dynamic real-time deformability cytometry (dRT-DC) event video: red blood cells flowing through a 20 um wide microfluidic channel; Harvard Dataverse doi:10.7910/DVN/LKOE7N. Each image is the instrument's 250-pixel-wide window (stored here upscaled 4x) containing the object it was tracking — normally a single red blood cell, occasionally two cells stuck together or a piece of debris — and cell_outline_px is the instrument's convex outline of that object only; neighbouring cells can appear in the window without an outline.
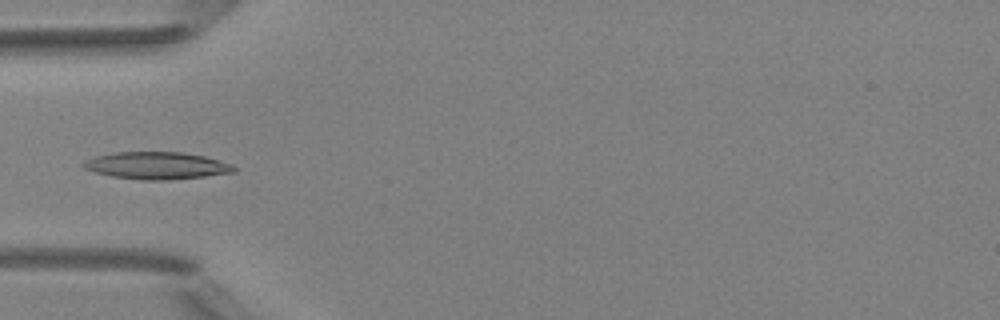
{"species": "Egyptian fruit bat (a non-hibernating species)", "species_latin": "Rousettus aegyptiacus", "temperature_condition": "room temperature", "stored_images_in_passage": 4, "camera_frame_rate_fps": 3000, "um_per_image_px": 0.085, "animal": {"sex": "female"}, "frame": {"image": 1, "passage_image": 4, "time_ms": 3.333, "image_size_px": [1000, 320], "cell_outline_px": [[236, 172], [204, 176], [168, 180], [140, 180], [112, 176], [96, 172], [84, 168], [80, 164], [96, 156], [116, 152], [184, 152], [204, 156], [232, 164], [236, 168]], "centroid_in_image_um": [13.34, 14.07], "position_along_channel_um": 71.7, "area_um2": 23.76}}